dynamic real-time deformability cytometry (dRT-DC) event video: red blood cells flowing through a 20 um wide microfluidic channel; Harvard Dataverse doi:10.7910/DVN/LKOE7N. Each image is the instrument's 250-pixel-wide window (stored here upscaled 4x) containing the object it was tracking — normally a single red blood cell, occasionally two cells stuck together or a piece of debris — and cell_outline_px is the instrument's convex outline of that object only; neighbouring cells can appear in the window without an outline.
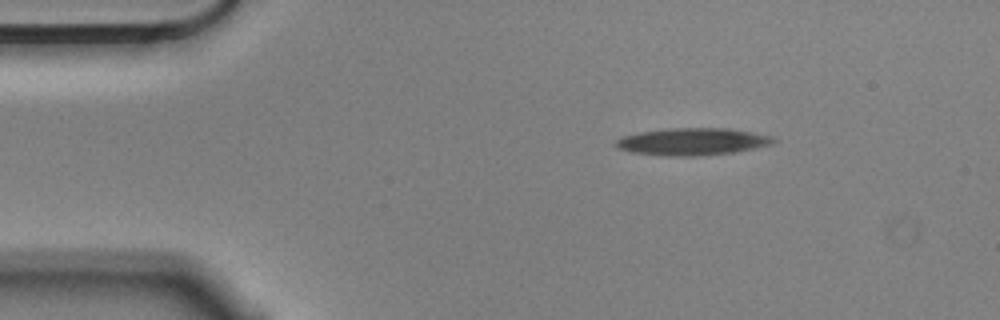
{"species": "Egyptian fruit bat (a non-hibernating species)", "species_latin": "Rousettus aegyptiacus", "temperature_condition": "cold", "stored_images_in_passage": 2, "camera_frame_rate_fps": 3000, "um_per_image_px": 0.085, "animal": {"sex": "male"}, "frame": {"image": 1, "passage_image": 2, "time_ms": 0.333, "image_size_px": [1000, 320], "cell_outline_px": [[776, 140], [772, 144], [756, 148], [736, 152], [700, 156], [660, 156], [632, 152], [616, 148], [612, 144], [616, 140], [624, 136], [640, 132], [668, 128], [728, 128], [752, 132], [772, 136]], "centroid_in_image_um": [58.84, 12.05], "position_along_channel_um": 26.2, "area_um2": 25.26}}